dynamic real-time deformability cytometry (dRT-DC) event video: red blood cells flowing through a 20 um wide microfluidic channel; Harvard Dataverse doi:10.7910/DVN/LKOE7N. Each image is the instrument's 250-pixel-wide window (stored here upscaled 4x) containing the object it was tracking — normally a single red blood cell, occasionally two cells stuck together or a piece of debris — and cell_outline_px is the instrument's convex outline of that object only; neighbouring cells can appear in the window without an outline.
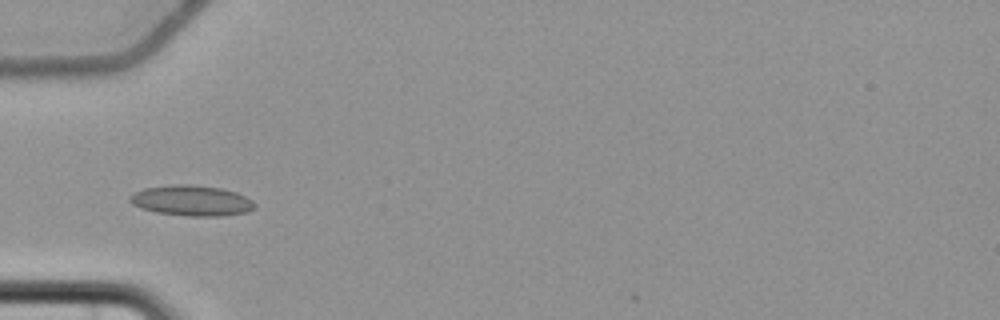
{"species": "common noctule bat (a hibernating species)", "species_latin": "Nyctalus noctula", "temperature_condition": "cold", "stored_images_in_passage": 7, "camera_frame_rate_fps": 3000, "um_per_image_px": 0.085, "animal": {"sex": "female", "body_mass_g": 22.7, "forearm_length_mm": 54.2}, "frame": {"image": 1, "passage_image": 6, "time_ms": 6.0, "image_size_px": [1000, 320], "cell_outline_px": [[256, 208], [244, 212], [220, 216], [188, 216], [156, 212], [140, 208], [132, 204], [128, 200], [128, 196], [144, 188], [172, 184], [192, 184], [220, 188], [236, 192], [252, 200], [256, 204]], "centroid_in_image_um": [16.26, 17.04], "position_along_channel_um": 68.7, "area_um2": 22.25}}